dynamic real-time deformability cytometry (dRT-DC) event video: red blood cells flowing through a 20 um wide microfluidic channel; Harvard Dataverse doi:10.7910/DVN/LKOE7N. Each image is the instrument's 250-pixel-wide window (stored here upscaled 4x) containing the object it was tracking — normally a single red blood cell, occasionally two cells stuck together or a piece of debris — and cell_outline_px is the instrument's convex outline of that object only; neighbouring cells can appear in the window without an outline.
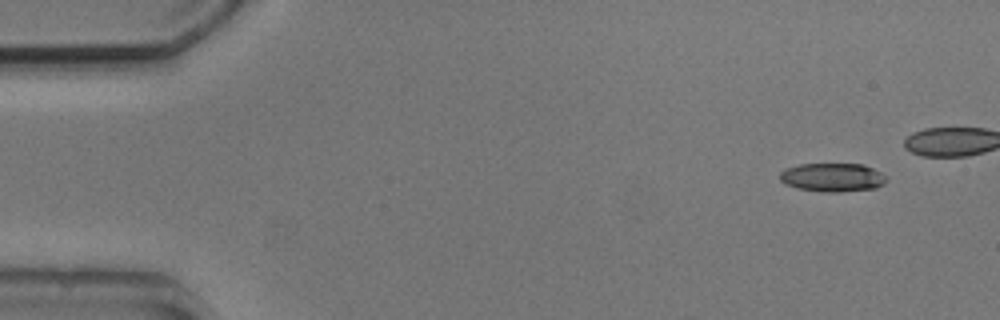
{"species": "common noctule bat (a hibernating species)", "species_latin": "Nyctalus noctula", "temperature_condition": "cold", "stored_images_in_passage": 5, "camera_frame_rate_fps": 3000, "um_per_image_px": 0.085, "animal": {"sex": "male", "body_mass_g": 20.5, "forearm_length_mm": 52.5}, "frame": {"image": 1, "passage_image": 1, "time_ms": 0.0, "image_size_px": [1000, 320], "cell_outline_px": [[888, 180], [884, 184], [876, 188], [840, 192], [828, 192], [796, 188], [784, 184], [780, 180], [780, 172], [788, 168], [800, 164], [864, 164], [888, 176]], "centroid_in_image_um": [70.8, 15.08], "position_along_channel_um": 14.2, "area_um2": 17.86}}